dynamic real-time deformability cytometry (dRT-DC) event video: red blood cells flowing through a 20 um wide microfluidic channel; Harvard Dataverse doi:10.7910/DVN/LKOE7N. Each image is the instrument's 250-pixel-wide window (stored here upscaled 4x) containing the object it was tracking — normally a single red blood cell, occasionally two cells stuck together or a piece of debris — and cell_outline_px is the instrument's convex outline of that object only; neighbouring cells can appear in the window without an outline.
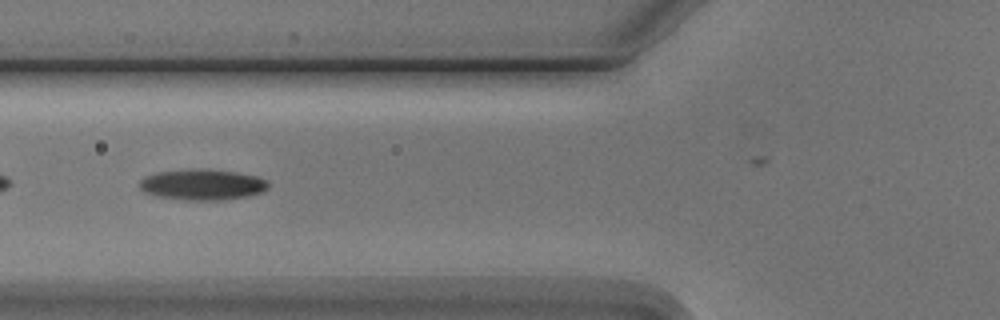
{"species": "Egyptian fruit bat (a non-hibernating species)", "species_latin": "Rousettus aegyptiacus", "temperature_condition": "cold", "stored_images_in_passage": 11, "camera_frame_rate_fps": 3000, "um_per_image_px": 0.085, "animal": {"sex": "male"}, "frame": {"image": 1, "passage_image": 3, "time_ms": 2.667, "image_size_px": [1000, 320], "cell_outline_px": [[268, 188], [264, 192], [248, 196], [220, 200], [184, 200], [156, 196], [144, 192], [140, 188], [140, 180], [144, 176], [160, 172], [196, 168], [200, 168], [236, 172], [256, 176], [268, 180]], "centroid_in_image_um": [17.22, 15.69], "position_along_channel_um": 108.6, "area_um2": 23.24}}
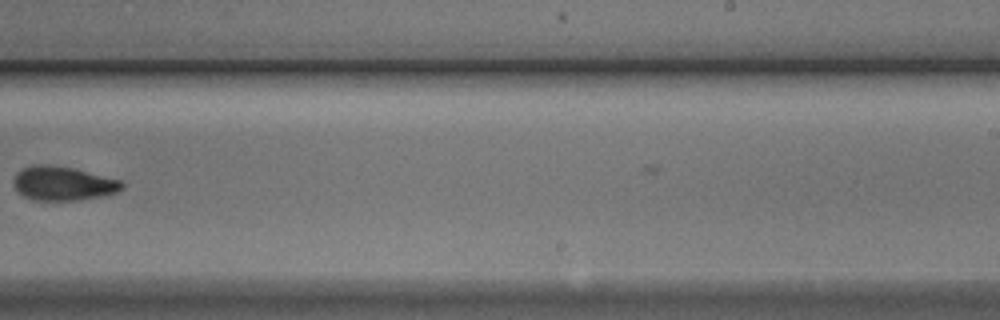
{"frame": {"image": 2, "passage_image": 7, "time_ms": 7.333, "image_size_px": [1000, 320], "cell_outline_px": [[124, 188], [116, 192], [104, 196], [80, 200], [32, 200], [24, 196], [16, 188], [16, 172], [32, 164], [48, 164], [72, 168], [120, 180], [124, 184]], "centroid_in_image_um": [5.39, 15.6], "position_along_channel_um": 283.6, "area_um2": 21.27}}
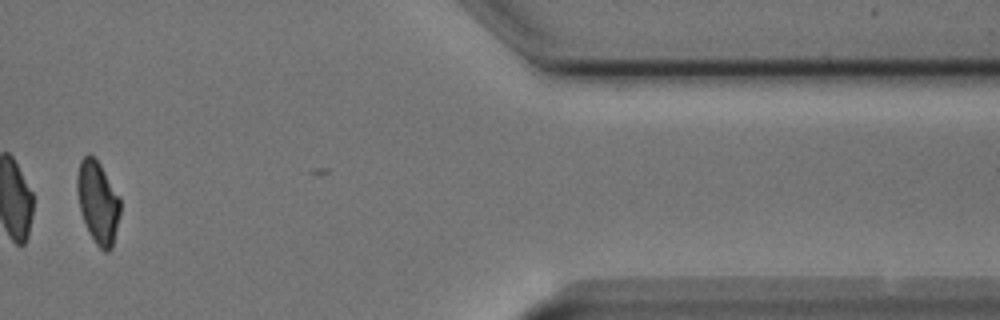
{"frame": {"image": 3, "passage_image": 10, "time_ms": 11.667, "image_size_px": [1000, 320], "cell_outline_px": [[120, 212], [112, 248], [108, 252], [104, 252], [96, 244], [88, 232], [80, 208], [76, 188], [76, 176], [80, 160], [88, 152], [100, 164], [120, 200]], "centroid_in_image_um": [8.3, 17.2], "position_along_channel_um": 403.1, "area_um2": 20.46}, "authors_computed_cell_mechanics": {"area_um2": 21.7906, "velocity_mm_per_s": 3.7669, "shape_relaxation_time_tau1_ms": 4.3476, "shape_relaxation_time_tau2_ms": 4.5051, "deformation_change_tau1": 0.1147, "deformation_change_tau2": 0.0992}}